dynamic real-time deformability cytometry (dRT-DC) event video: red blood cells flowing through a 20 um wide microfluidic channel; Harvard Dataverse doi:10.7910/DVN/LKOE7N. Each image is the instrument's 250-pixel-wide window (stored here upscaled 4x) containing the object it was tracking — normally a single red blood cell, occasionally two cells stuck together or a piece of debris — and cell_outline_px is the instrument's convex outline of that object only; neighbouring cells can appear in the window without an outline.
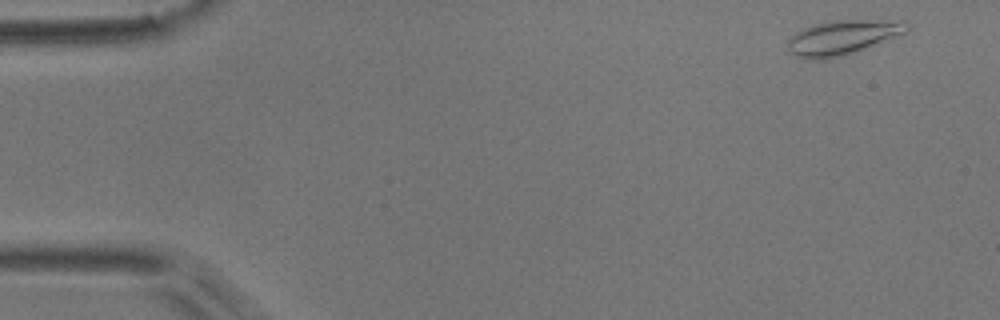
{"species": "common noctule bat (a hibernating species)", "species_latin": "Nyctalus noctula", "temperature_condition": "room temperature", "stored_images_in_passage": 54, "camera_frame_rate_fps": 3000, "um_per_image_px": 0.085, "animal": {"sex": "male", "body_mass_g": 17.9}, "frame": {"image": 1, "passage_image": 3, "time_ms": 0.667, "image_size_px": [1000, 320], "cell_outline_px": [[908, 28], [904, 32], [852, 52], [840, 56], [812, 60], [792, 56], [788, 52], [788, 40], [796, 32], [812, 24], [836, 20], [908, 20]], "centroid_in_image_um": [71.54, 3.16], "position_along_channel_um": 13.5, "area_um2": 23.47}}
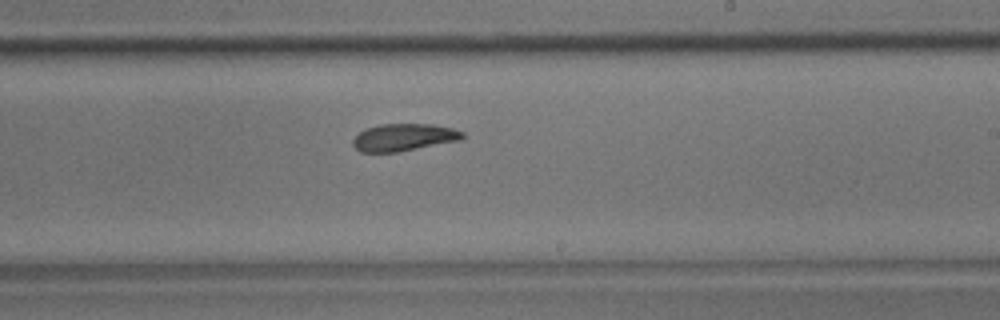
{"frame": {"image": 2, "passage_image": 32, "time_ms": 10.333, "image_size_px": [1000, 320], "cell_outline_px": [[464, 136], [460, 140], [396, 152], [360, 152], [352, 144], [352, 140], [360, 132], [368, 128], [380, 124], [432, 124], [452, 128], [464, 132]], "centroid_in_image_um": [34.32, 11.67], "position_along_channel_um": 254.7, "area_um2": 17.22}}
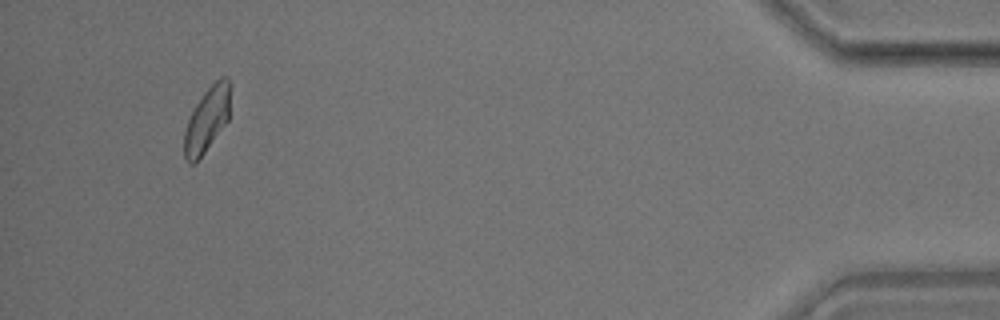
{"frame": {"image": 3, "passage_image": 51, "time_ms": 16.667, "image_size_px": [1000, 320], "cell_outline_px": [[228, 120], [196, 164], [188, 164], [184, 160], [184, 132], [188, 120], [196, 104], [204, 92], [220, 76], [228, 76]], "centroid_in_image_um": [17.55, 10.23], "position_along_channel_um": 417.7, "area_um2": 17.11}, "authors_computed_cell_mechanics": {"area_um2": 18.2937, "velocity_mm_per_s": 3.674, "shape_relaxation_time_tau1_ms": 4.4723, "shape_relaxation_time_tau2_ms": 3.6019, "deformation_change_tau1": 0.1239, "deformation_change_tau2": 0.0901}}